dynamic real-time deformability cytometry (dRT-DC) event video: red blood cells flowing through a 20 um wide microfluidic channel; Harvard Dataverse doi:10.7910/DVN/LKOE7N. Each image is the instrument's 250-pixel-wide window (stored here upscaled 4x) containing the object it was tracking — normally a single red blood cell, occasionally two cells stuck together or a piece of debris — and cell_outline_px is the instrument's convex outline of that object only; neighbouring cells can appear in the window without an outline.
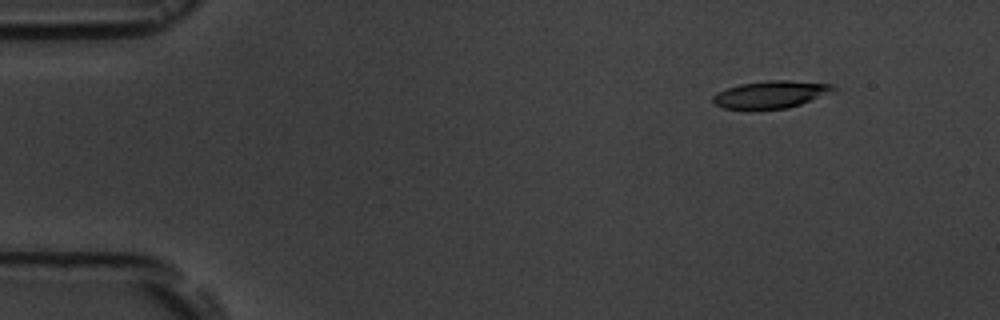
{"species": "common noctule bat (a hibernating species)", "species_latin": "Nyctalus noctula", "temperature_condition": "room temperature", "stored_images_in_passage": 4, "camera_frame_rate_fps": 3000, "um_per_image_px": 0.085, "animal": {"sex": "male", "body_mass_g": 19.5, "forearm_length_mm": 54.6}, "frame": {"image": 1, "passage_image": 1, "time_ms": 0.0, "image_size_px": [1000, 320], "cell_outline_px": [[836, 92], [788, 108], [724, 108], [716, 104], [712, 100], [712, 96], [728, 88], [740, 84], [768, 80], [788, 80], [832, 84], [836, 88]], "centroid_in_image_um": [65.6, 8.01], "position_along_channel_um": 19.4, "area_um2": 18.9}}